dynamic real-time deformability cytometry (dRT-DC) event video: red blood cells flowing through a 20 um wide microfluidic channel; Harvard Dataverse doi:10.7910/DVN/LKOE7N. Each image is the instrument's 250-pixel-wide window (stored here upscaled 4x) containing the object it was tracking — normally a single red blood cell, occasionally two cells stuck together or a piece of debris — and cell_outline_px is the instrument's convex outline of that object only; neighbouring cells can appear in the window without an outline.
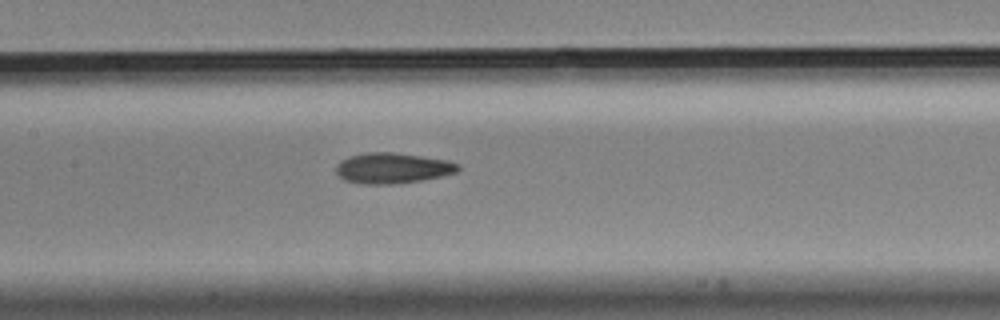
{"species": "Egyptian fruit bat (a non-hibernating species)", "species_latin": "Rousettus aegyptiacus", "temperature_condition": "cold", "stored_images_in_passage": 8, "camera_frame_rate_fps": 3000, "um_per_image_px": 0.085, "animal": {"sex": "male"}, "frame": {"image": 1, "passage_image": 8, "time_ms": 2.333, "image_size_px": [1000, 320], "cell_outline_px": [[460, 172], [424, 180], [392, 184], [364, 184], [344, 180], [336, 172], [336, 164], [340, 160], [348, 156], [368, 152], [392, 152], [448, 160], [460, 164]], "centroid_in_image_um": [33.39, 14.29], "position_along_channel_um": 174.0, "area_um2": 21.96}}